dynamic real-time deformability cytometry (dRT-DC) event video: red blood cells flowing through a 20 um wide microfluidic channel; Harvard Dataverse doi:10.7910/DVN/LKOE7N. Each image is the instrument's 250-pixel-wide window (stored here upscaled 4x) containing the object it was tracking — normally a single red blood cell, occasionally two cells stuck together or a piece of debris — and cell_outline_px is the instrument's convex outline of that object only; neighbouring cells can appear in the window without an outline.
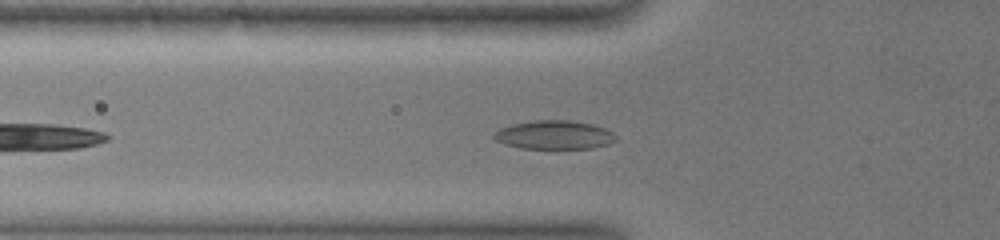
{"species": "common noctule bat (a hibernating species)", "species_latin": "Nyctalus noctula", "temperature_condition": "warm", "stored_images_in_passage": 15, "camera_frame_rate_fps": 3000, "um_per_image_px": 0.085, "animal": {"sex": "female", "body_mass_g": 19.0, "forearm_length_mm": 51.5}, "frame": {"image": 1, "passage_image": 4, "time_ms": 2.0, "image_size_px": [1000, 240], "cell_outline_px": [[616, 140], [608, 144], [592, 148], [520, 148], [496, 140], [492, 136], [492, 132], [500, 128], [512, 124], [532, 120], [568, 120], [592, 124], [604, 128], [612, 132], [616, 136]], "centroid_in_image_um": [47.09, 11.45], "position_along_channel_um": 78.7, "area_um2": 20.29}}
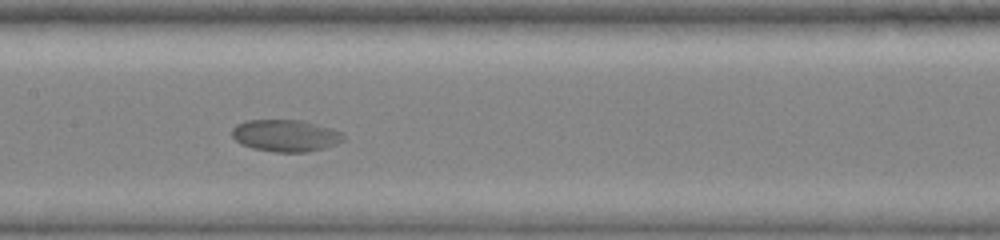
{"frame": {"image": 2, "passage_image": 8, "time_ms": 5.0, "image_size_px": [1000, 240], "cell_outline_px": [[344, 140], [336, 144], [324, 148], [308, 152], [276, 152], [252, 148], [240, 144], [232, 136], [232, 128], [236, 124], [248, 120], [304, 120], [332, 128], [344, 132]], "centroid_in_image_um": [24.3, 11.52], "position_along_channel_um": 183.1, "area_um2": 20.98}}
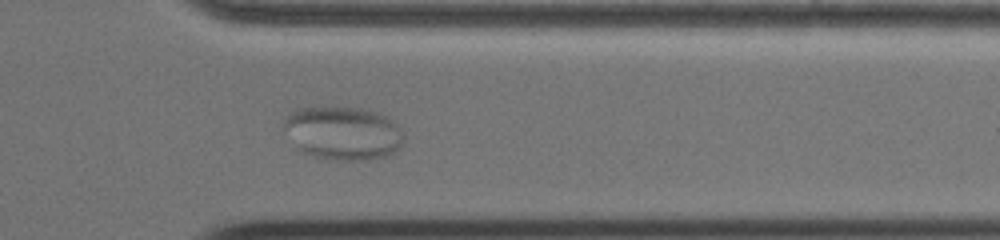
{"frame": {"image": 3, "passage_image": 15, "time_ms": 10.667, "image_size_px": [1000, 240], "cell_outline_px": [[404, 136], [396, 152], [392, 156], [368, 160], [332, 160], [312, 156], [300, 152], [300, 144], [400, 132]], "centroid_in_image_um": [30.21, 12.55], "position_along_channel_um": 381.2, "area_um2": 14.39}}